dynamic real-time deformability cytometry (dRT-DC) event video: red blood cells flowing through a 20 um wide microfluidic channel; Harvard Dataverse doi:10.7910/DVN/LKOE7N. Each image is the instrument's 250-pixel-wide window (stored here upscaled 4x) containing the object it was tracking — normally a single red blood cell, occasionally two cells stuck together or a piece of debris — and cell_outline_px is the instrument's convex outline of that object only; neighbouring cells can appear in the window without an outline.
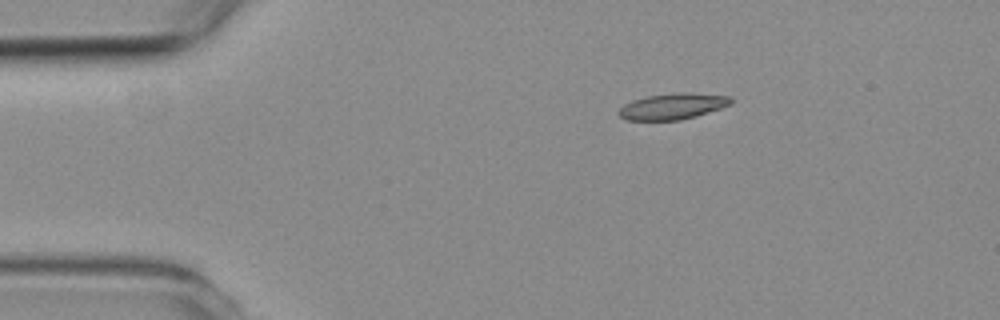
{"species": "common noctule bat (a hibernating species)", "species_latin": "Nyctalus noctula", "temperature_condition": "room temperature", "stored_images_in_passage": 3, "camera_frame_rate_fps": 3000, "um_per_image_px": 0.085, "animal": {"sex": "female", "body_mass_g": 19.3, "forearm_length_mm": 54.1}, "frame": {"image": 1, "passage_image": 1, "time_ms": 0.0, "image_size_px": [1000, 320], "cell_outline_px": [[732, 104], [696, 116], [680, 120], [628, 120], [620, 116], [616, 112], [624, 104], [632, 100], [648, 96], [680, 92], [692, 92], [732, 96]], "centroid_in_image_um": [57.2, 9.03], "position_along_channel_um": 27.8, "area_um2": 17.11}}